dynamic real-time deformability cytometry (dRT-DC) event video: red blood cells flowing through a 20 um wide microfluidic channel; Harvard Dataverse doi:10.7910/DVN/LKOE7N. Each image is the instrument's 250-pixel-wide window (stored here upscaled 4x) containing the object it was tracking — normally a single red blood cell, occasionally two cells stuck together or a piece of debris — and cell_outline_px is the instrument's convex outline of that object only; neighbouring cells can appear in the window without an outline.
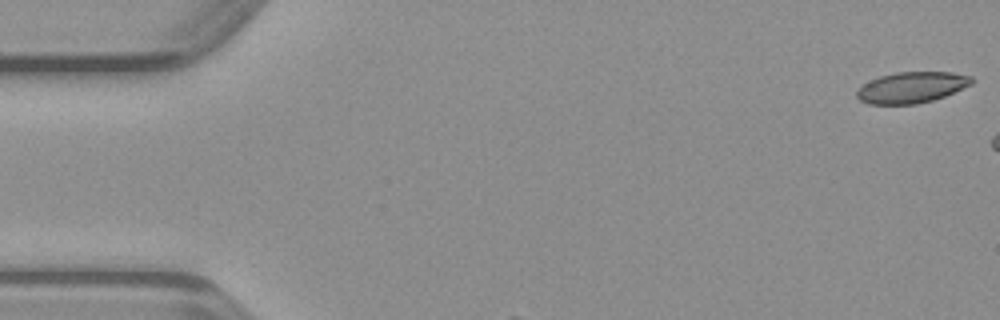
{"species": "common noctule bat (a hibernating species)", "species_latin": "Nyctalus noctula", "temperature_condition": "warm", "stored_images_in_passage": 5, "camera_frame_rate_fps": 3000, "um_per_image_px": 0.085, "animal": {"sex": "male", "body_mass_g": 23.1, "forearm_length_mm": 52.7}, "frame": {"image": 1, "passage_image": 1, "time_ms": 0.0, "image_size_px": [1000, 320], "cell_outline_px": [[972, 84], [944, 96], [932, 100], [916, 104], [868, 104], [860, 100], [856, 96], [856, 92], [864, 84], [880, 76], [896, 72], [952, 72], [972, 76]], "centroid_in_image_um": [77.49, 7.43], "position_along_channel_um": 7.5, "area_um2": 20.58}}